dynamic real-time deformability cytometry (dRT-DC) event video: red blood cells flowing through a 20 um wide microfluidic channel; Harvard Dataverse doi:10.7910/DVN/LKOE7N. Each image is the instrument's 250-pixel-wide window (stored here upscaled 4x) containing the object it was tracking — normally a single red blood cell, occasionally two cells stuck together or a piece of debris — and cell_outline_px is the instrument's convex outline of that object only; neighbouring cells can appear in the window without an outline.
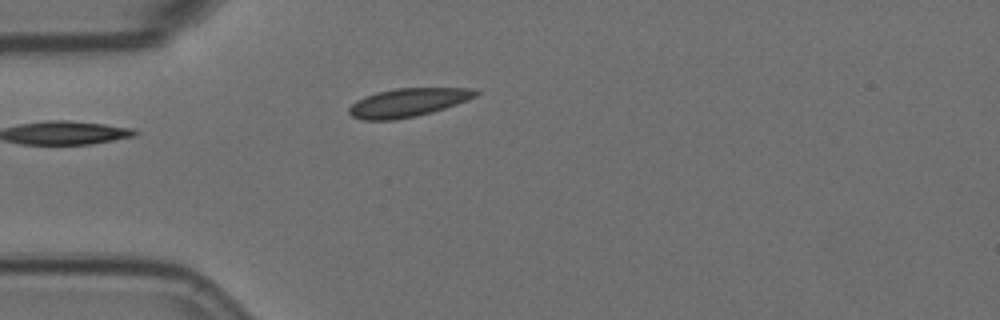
{"species": "Egyptian fruit bat (a non-hibernating species)", "species_latin": "Rousettus aegyptiacus", "temperature_condition": "room temperature", "stored_images_in_passage": 3, "camera_frame_rate_fps": 3000, "um_per_image_px": 0.085, "animal": {"sex": "female"}, "frame": {"image": 1, "passage_image": 1, "time_ms": 0.0, "image_size_px": [1000, 320], "cell_outline_px": [[480, 92], [476, 96], [468, 100], [432, 112], [416, 116], [392, 120], [364, 120], [352, 116], [348, 112], [348, 108], [356, 100], [364, 96], [376, 92], [396, 88], [476, 88]], "centroid_in_image_um": [34.67, 8.71], "position_along_channel_um": 50.3, "area_um2": 21.1}}